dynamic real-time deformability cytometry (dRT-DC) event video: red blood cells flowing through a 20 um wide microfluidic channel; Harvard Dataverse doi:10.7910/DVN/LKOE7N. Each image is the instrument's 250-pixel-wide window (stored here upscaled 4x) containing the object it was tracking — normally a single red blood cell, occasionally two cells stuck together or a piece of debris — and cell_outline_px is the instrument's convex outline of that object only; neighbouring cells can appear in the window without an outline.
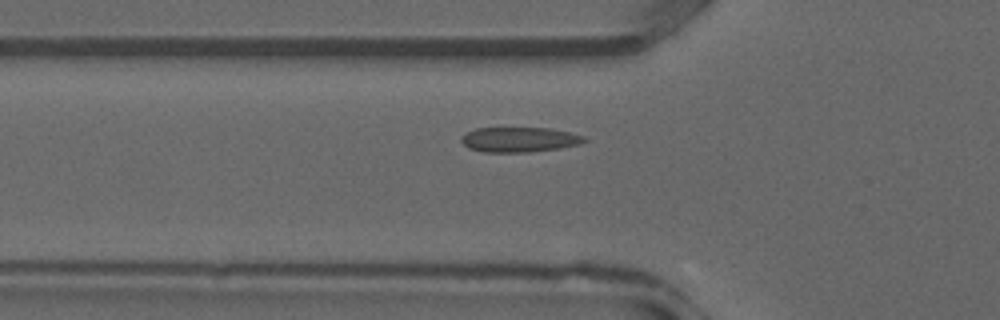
{"species": "common noctule bat (a hibernating species)", "species_latin": "Nyctalus noctula", "temperature_condition": "warm", "stored_images_in_passage": 27, "camera_frame_rate_fps": 3000, "um_per_image_px": 0.085, "animal": {"sex": "male", "forearm_length_mm": 52.5}, "frame": {"image": 1, "passage_image": 3, "time_ms": 0.667, "image_size_px": [1000, 320], "cell_outline_px": [[588, 140], [580, 144], [560, 148], [528, 152], [484, 152], [468, 148], [460, 140], [460, 136], [476, 128], [548, 128], [568, 132], [584, 136]], "centroid_in_image_um": [44.13, 11.87], "position_along_channel_um": 81.7, "area_um2": 17.86}}
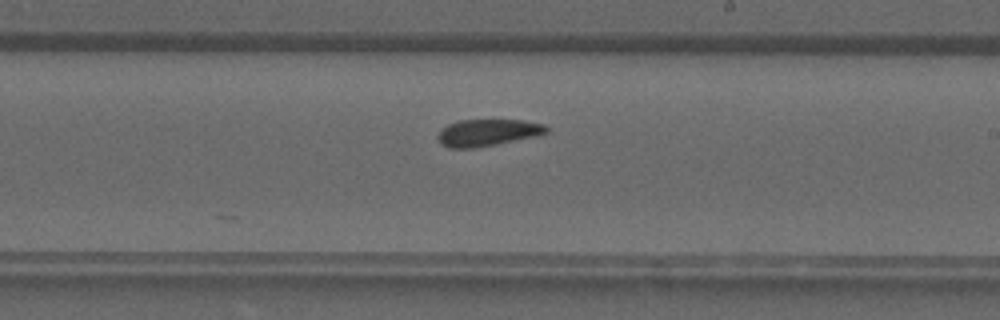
{"frame": {"image": 2, "passage_image": 12, "time_ms": 3.667, "image_size_px": [1000, 320], "cell_outline_px": [[548, 132], [540, 136], [496, 144], [472, 148], [448, 148], [440, 144], [436, 136], [448, 124], [460, 120], [524, 120], [544, 124], [548, 128]], "centroid_in_image_um": [41.48, 11.27], "position_along_channel_um": 247.5, "area_um2": 17.11}}
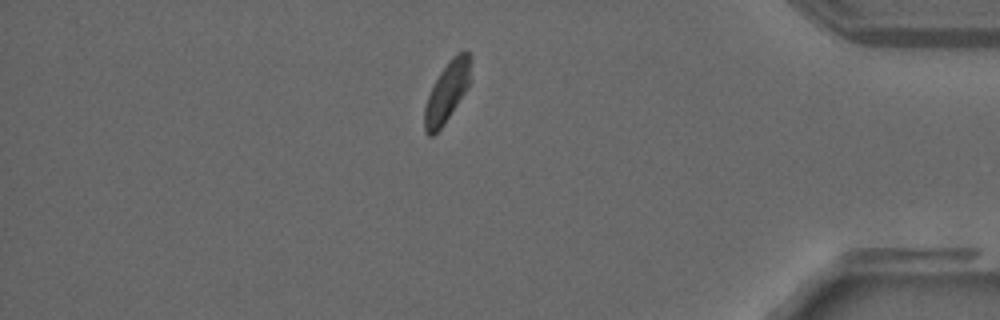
{"frame": {"image": 3, "passage_image": 22, "time_ms": 7.0, "image_size_px": [1000, 320], "cell_outline_px": [[472, 60], [468, 88], [444, 124], [432, 136], [428, 136], [424, 132], [424, 108], [428, 96], [440, 72], [452, 56], [456, 52], [464, 48], [472, 56]], "centroid_in_image_um": [38.02, 7.76], "position_along_channel_um": 397.2, "area_um2": 16.36}}